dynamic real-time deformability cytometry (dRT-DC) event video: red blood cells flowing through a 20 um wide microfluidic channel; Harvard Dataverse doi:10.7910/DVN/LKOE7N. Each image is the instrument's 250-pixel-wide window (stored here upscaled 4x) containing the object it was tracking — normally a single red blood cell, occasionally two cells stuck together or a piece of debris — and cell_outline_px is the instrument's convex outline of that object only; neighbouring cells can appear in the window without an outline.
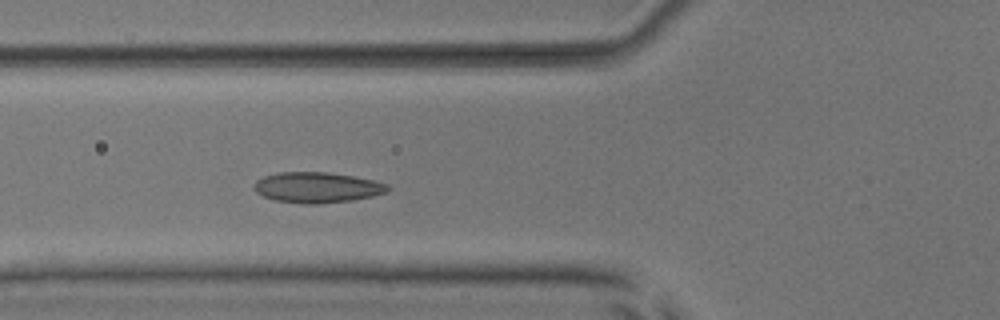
{"species": "common noctule bat (a hibernating species)", "species_latin": "Nyctalus noctula", "temperature_condition": "room temperature", "stored_images_in_passage": 4, "camera_frame_rate_fps": 3000, "um_per_image_px": 0.085, "animal": {"sex": "male", "body_mass_g": 17.9, "forearm_length_mm": 54.2}, "frame": {"image": 1, "passage_image": 4, "time_ms": 1.0, "image_size_px": [1000, 320], "cell_outline_px": [[392, 188], [388, 192], [372, 196], [352, 200], [316, 204], [304, 204], [272, 200], [256, 192], [252, 188], [256, 180], [264, 176], [280, 172], [324, 172], [352, 176], [376, 180], [388, 184]], "centroid_in_image_um": [26.96, 15.94], "position_along_channel_um": 98.8, "area_um2": 23.99}}